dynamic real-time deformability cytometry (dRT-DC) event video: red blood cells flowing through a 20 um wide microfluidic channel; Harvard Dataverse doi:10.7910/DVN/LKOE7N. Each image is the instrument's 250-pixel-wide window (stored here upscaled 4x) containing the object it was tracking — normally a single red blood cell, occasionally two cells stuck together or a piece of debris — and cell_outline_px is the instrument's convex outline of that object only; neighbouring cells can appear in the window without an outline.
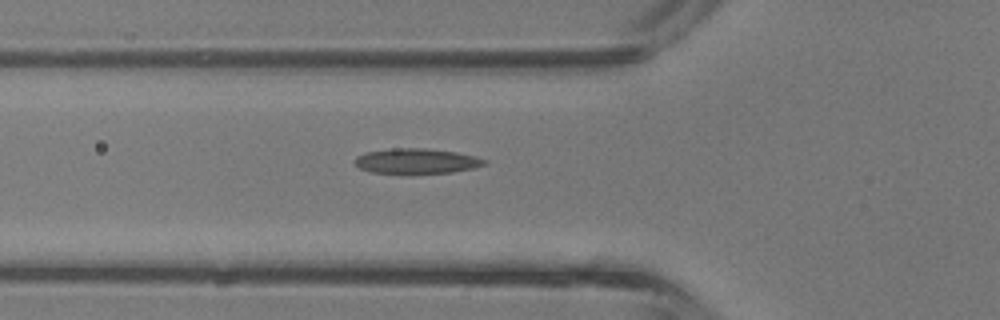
{"species": "common noctule bat (a hibernating species)", "species_latin": "Nyctalus noctula", "temperature_condition": "room temperature", "stored_images_in_passage": 5, "camera_frame_rate_fps": 3000, "um_per_image_px": 0.085, "animal": {"sex": "male", "body_mass_g": 13.3}, "frame": {"image": 1, "passage_image": 5, "time_ms": 1.333, "image_size_px": [1000, 320], "cell_outline_px": [[488, 160], [484, 164], [472, 168], [452, 172], [412, 176], [372, 172], [360, 168], [352, 160], [356, 156], [364, 152], [392, 148], [424, 148], [456, 152], [476, 156]], "centroid_in_image_um": [35.36, 13.72], "position_along_channel_um": 90.4, "area_um2": 19.77}}